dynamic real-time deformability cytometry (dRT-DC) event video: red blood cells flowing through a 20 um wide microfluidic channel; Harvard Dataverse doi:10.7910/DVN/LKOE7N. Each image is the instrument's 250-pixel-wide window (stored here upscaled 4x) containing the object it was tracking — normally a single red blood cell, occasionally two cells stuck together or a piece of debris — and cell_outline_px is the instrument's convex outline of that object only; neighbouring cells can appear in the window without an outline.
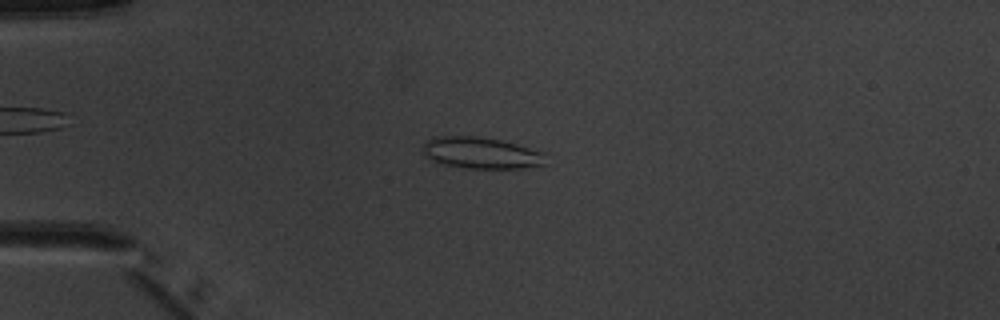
{"species": "common noctule bat (a hibernating species)", "species_latin": "Nyctalus noctula", "temperature_condition": "warm", "stored_images_in_passage": 8, "camera_frame_rate_fps": 3000, "um_per_image_px": 0.085, "animal": {"sex": "male", "body_mass_g": 20.1, "forearm_length_mm": 53.5}, "frame": {"image": 1, "passage_image": 5, "time_ms": 5.667, "image_size_px": [1000, 320], "cell_outline_px": [[548, 164], [524, 168], [464, 168], [444, 164], [432, 160], [424, 156], [420, 152], [424, 144], [432, 136], [476, 136], [500, 140], [548, 152]], "centroid_in_image_um": [40.95, 13.0], "position_along_channel_um": 44.0, "area_um2": 23.06}}
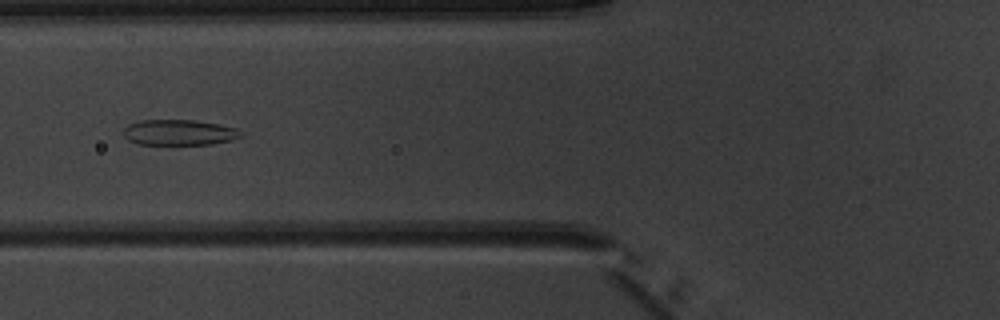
{"frame": {"image": 2, "passage_image": 7, "time_ms": 8.0, "image_size_px": [1000, 320], "cell_outline_px": [[244, 136], [232, 140], [212, 144], [136, 144], [128, 140], [124, 136], [124, 128], [128, 124], [140, 120], [196, 120], [220, 124], [236, 128], [244, 132]], "centroid_in_image_um": [15.26, 11.25], "position_along_channel_um": 110.5, "area_um2": 17.74}}
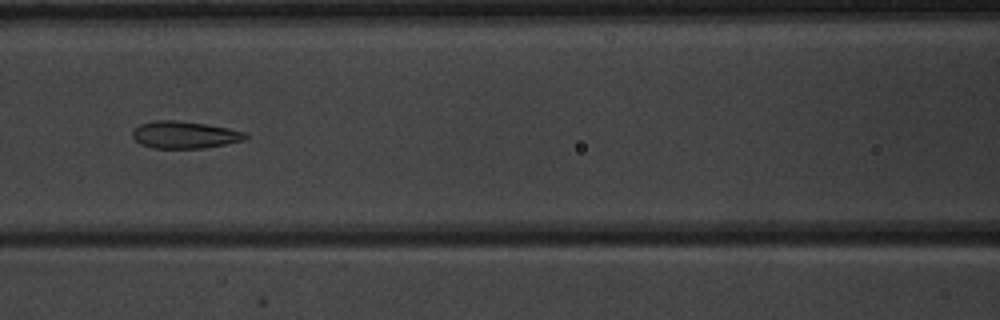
{"frame": {"image": 3, "passage_image": 8, "time_ms": 9.0, "image_size_px": [1000, 320], "cell_outline_px": [[248, 136], [244, 140], [204, 148], [152, 148], [140, 144], [132, 136], [132, 132], [140, 124], [152, 120], [176, 120], [204, 124], [228, 128], [248, 132]], "centroid_in_image_um": [15.69, 11.46], "position_along_channel_um": 150.9, "area_um2": 17.86}}